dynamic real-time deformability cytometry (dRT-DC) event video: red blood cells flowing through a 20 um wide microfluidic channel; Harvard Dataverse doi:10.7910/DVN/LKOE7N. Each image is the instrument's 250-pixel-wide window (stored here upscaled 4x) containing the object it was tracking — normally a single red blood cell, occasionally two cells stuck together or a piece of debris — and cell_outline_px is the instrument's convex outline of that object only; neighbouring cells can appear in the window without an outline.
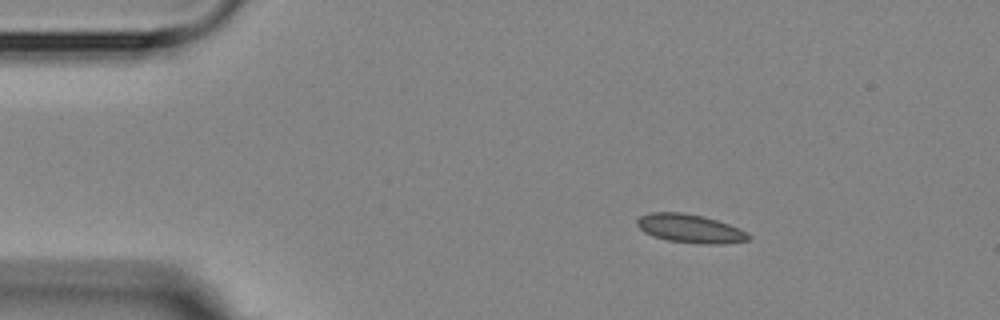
{"species": "Egyptian fruit bat (a non-hibernating species)", "species_latin": "Rousettus aegyptiacus", "temperature_condition": "room temperature", "stored_images_in_passage": 3, "camera_frame_rate_fps": 3000, "um_per_image_px": 0.085, "animal": {"sex": "female"}, "frame": {"image": 1, "passage_image": 3, "time_ms": 5.333, "image_size_px": [1000, 320], "cell_outline_px": [[752, 240], [720, 244], [700, 244], [668, 240], [652, 236], [644, 232], [636, 224], [636, 220], [640, 216], [648, 212], [684, 212], [704, 216], [740, 228], [748, 232], [752, 236]], "centroid_in_image_um": [58.68, 19.42], "position_along_channel_um": 26.3, "area_um2": 18.84}}